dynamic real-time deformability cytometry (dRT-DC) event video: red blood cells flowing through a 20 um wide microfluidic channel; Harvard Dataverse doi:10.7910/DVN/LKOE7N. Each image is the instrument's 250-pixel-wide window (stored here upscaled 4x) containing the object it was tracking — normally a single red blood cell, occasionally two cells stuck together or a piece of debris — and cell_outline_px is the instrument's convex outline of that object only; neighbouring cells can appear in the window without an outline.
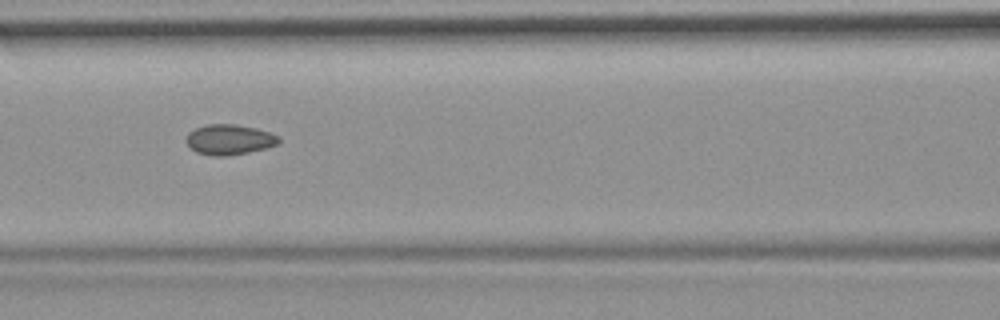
{"species": "common noctule bat (a hibernating species)", "species_latin": "Nyctalus noctula", "temperature_condition": "room temperature", "stored_images_in_passage": 54, "camera_frame_rate_fps": 3000, "um_per_image_px": 0.085, "animal": {"sex": "female", "body_mass_g": 19.9}, "frame": {"image": 1, "passage_image": 24, "time_ms": 7.667, "image_size_px": [1000, 320], "cell_outline_px": [[280, 144], [248, 152], [224, 156], [216, 156], [196, 152], [184, 140], [188, 132], [196, 128], [208, 124], [236, 124], [256, 128], [280, 136]], "centroid_in_image_um": [19.5, 11.85], "position_along_channel_um": 147.1, "area_um2": 16.3}, "authors_computed_cell_mechanics": {"area_um2": 16.2418, "velocity_mm_per_s": 3.7134, "shape_relaxation_time_tau1_ms": null, "shape_relaxation_time_tau2_ms": 1.9996, "deformation_change_tau1": null, "deformation_change_tau2": 0.0701}}